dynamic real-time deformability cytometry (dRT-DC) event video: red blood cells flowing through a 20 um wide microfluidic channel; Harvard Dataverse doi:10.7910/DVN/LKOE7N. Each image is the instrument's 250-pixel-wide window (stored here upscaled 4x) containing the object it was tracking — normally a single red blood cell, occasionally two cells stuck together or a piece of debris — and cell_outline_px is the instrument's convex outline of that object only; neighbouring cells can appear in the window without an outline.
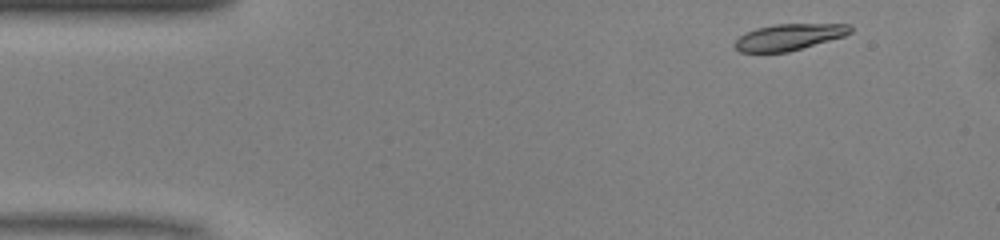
{"species": "common noctule bat (a hibernating species)", "species_latin": "Nyctalus noctula", "temperature_condition": "warm", "stored_images_in_passage": 36, "camera_frame_rate_fps": 3000, "um_per_image_px": 0.085, "animal": {"sex": "male", "body_mass_g": 13.0, "forearm_length_mm": 53.1}, "frame": {"image": 1, "passage_image": 1, "time_ms": 0.0, "image_size_px": [1000, 240], "cell_outline_px": [[852, 32], [844, 36], [788, 52], [740, 52], [732, 44], [744, 32], [756, 28], [772, 24], [848, 24], [852, 28]], "centroid_in_image_um": [67.03, 3.14], "position_along_channel_um": 18.0, "area_um2": 17.74}}
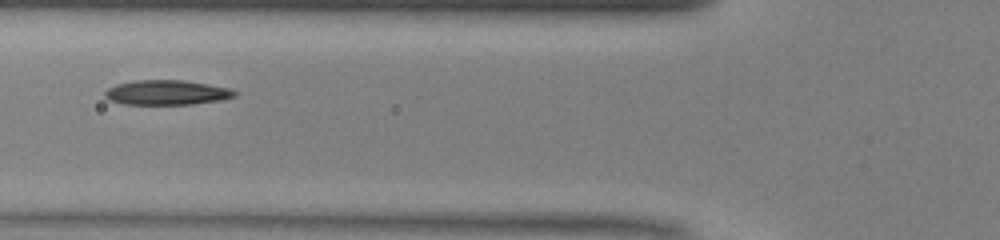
{"frame": {"image": 2, "passage_image": 14, "time_ms": 4.333, "image_size_px": [1000, 240], "cell_outline_px": [[236, 96], [220, 100], [192, 104], [124, 104], [108, 100], [104, 96], [104, 92], [108, 88], [116, 84], [136, 80], [184, 80], [228, 88], [236, 92]], "centroid_in_image_um": [14.12, 7.86], "position_along_channel_um": 111.7, "area_um2": 18.61}}
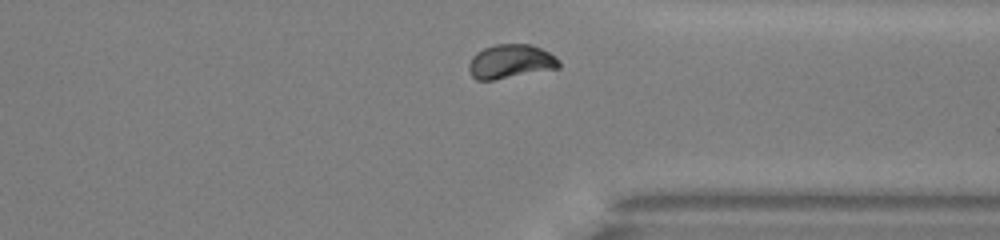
{"frame": {"image": 3, "passage_image": 33, "time_ms": 10.667, "image_size_px": [1000, 240], "cell_outline_px": [[560, 68], [492, 80], [476, 80], [472, 76], [468, 68], [468, 64], [472, 56], [476, 52], [484, 48], [496, 44], [528, 44], [540, 48], [548, 52], [560, 60]], "centroid_in_image_um": [43.38, 5.23], "position_along_channel_um": 368.0, "area_um2": 17.86}, "authors_computed_cell_mechanics": {"area_um2": 18.1203, "velocity_mm_per_s": 4.0929, "shape_relaxation_time_tau1_ms": 3.9416, "shape_relaxation_time_tau2_ms": null, "deformation_change_tau1": 0.0939, "deformation_change_tau2": null}}